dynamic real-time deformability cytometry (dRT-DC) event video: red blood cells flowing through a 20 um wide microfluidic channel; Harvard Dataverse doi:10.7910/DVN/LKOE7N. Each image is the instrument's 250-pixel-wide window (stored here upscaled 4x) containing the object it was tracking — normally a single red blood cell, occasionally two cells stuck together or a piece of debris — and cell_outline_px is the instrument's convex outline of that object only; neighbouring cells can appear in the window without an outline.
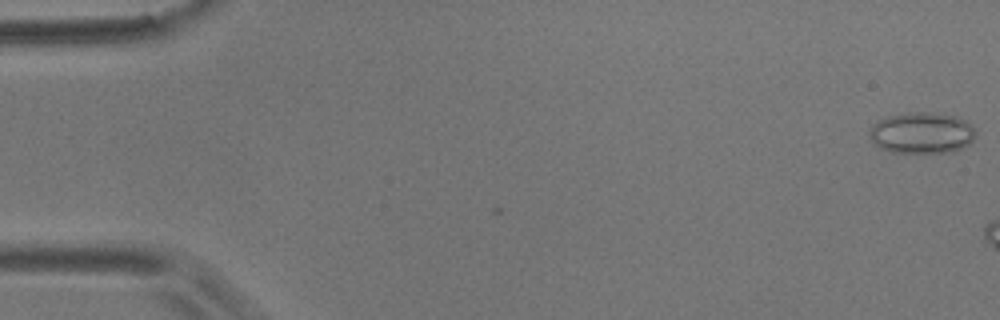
{"species": "common noctule bat (a hibernating species)", "species_latin": "Nyctalus noctula", "temperature_condition": "room temperature", "stored_images_in_passage": 5, "camera_frame_rate_fps": 3000, "um_per_image_px": 0.085, "animal": {"sex": "male", "body_mass_g": 17.9}, "frame": {"image": 1, "passage_image": 1, "time_ms": 0.0, "image_size_px": [1000, 320], "cell_outline_px": [[976, 136], [968, 144], [952, 152], [892, 152], [880, 148], [872, 140], [868, 132], [872, 124], [876, 120], [888, 116], [912, 112], [932, 112], [956, 116], [968, 120], [976, 132]], "centroid_in_image_um": [78.36, 11.28], "position_along_channel_um": 6.6, "area_um2": 25.66}}